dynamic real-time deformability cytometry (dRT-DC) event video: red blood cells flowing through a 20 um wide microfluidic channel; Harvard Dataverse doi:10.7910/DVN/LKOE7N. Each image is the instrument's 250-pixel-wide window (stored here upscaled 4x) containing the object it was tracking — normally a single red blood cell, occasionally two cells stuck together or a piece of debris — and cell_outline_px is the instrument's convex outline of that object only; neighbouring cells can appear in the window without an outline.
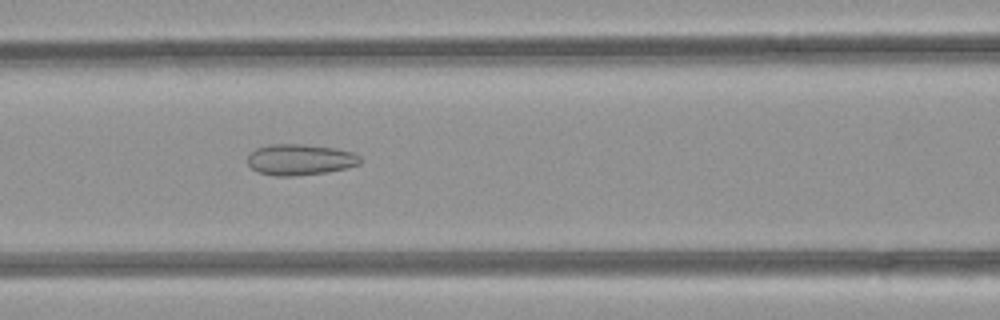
{"species": "common noctule bat (a hibernating species)", "species_latin": "Nyctalus noctula", "temperature_condition": "room temperature", "stored_images_in_passage": 48, "camera_frame_rate_fps": 3000, "um_per_image_px": 0.085, "animal": {"sex": "female", "body_mass_g": 21.9}, "frame": {"image": 1, "passage_image": 19, "time_ms": 6.0, "image_size_px": [1000, 320], "cell_outline_px": [[360, 164], [348, 168], [328, 172], [296, 176], [276, 176], [260, 172], [252, 168], [248, 164], [248, 156], [256, 148], [272, 144], [304, 144], [336, 148], [352, 152], [360, 156]], "centroid_in_image_um": [25.54, 13.57], "position_along_channel_um": 141.1, "area_um2": 20.4}}
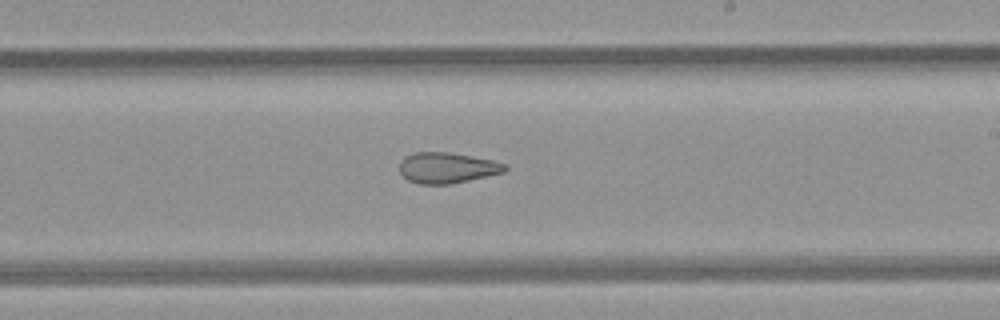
{"frame": {"image": 2, "passage_image": 27, "time_ms": 8.667, "image_size_px": [1000, 320], "cell_outline_px": [[508, 168], [504, 172], [468, 180], [448, 184], [420, 184], [408, 180], [400, 172], [400, 160], [404, 156], [416, 152], [448, 152], [472, 156], [492, 160], [508, 164]], "centroid_in_image_um": [38.0, 14.25], "position_along_channel_um": 251.0, "area_um2": 18.84}}
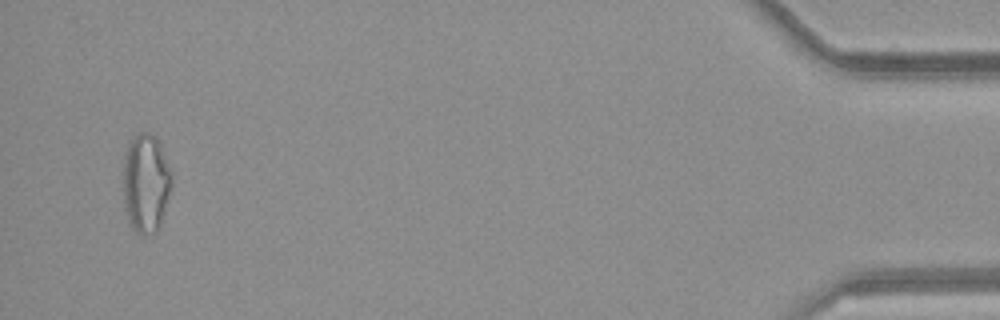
{"frame": {"image": 3, "passage_image": 46, "time_ms": 15.0, "image_size_px": [1000, 320], "cell_outline_px": [[172, 184], [164, 212], [160, 224], [156, 232], [152, 236], [140, 236], [128, 224], [124, 208], [124, 156], [128, 140], [140, 132], [152, 132], [156, 136], [160, 144], [172, 172]], "centroid_in_image_um": [12.39, 15.58], "position_along_channel_um": 422.8, "area_um2": 28.61}, "authors_computed_cell_mechanics": {"area_um2": 23.2356, "velocity_mm_per_s": 4.1304, "shape_relaxation_time_tau1_ms": null, "shape_relaxation_time_tau2_ms": 3.8889, "deformation_change_tau1": null, "deformation_change_tau2": 0.132}}